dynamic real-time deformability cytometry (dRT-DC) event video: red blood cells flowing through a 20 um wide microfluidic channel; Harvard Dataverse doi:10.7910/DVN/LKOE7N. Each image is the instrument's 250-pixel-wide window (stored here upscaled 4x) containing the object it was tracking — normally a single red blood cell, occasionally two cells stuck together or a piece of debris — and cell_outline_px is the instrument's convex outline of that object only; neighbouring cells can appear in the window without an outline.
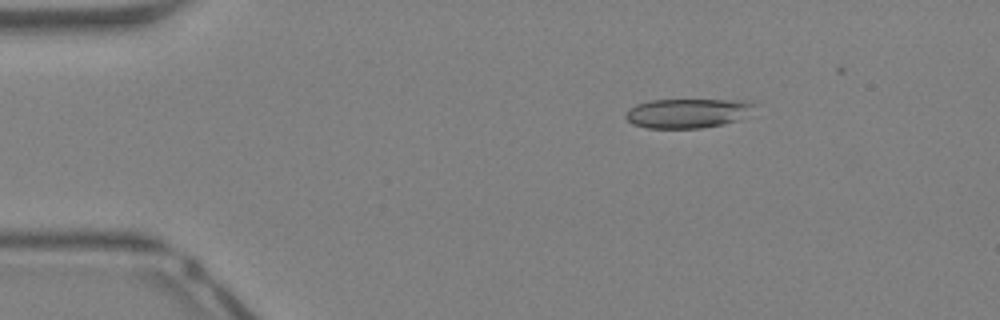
{"species": "Egyptian fruit bat (a non-hibernating species)", "species_latin": "Rousettus aegyptiacus", "temperature_condition": "warm", "stored_images_in_passage": 30, "camera_frame_rate_fps": 3000, "um_per_image_px": 0.085, "animal": {"sex": "female"}, "frame": {"image": 1, "passage_image": 2, "time_ms": 0.333, "image_size_px": [1000, 320], "cell_outline_px": [[760, 104], [736, 120], [724, 124], [700, 128], [648, 128], [632, 124], [624, 116], [628, 108], [636, 104], [652, 100], [756, 100]], "centroid_in_image_um": [58.46, 9.61], "position_along_channel_um": 26.5, "area_um2": 22.2}}
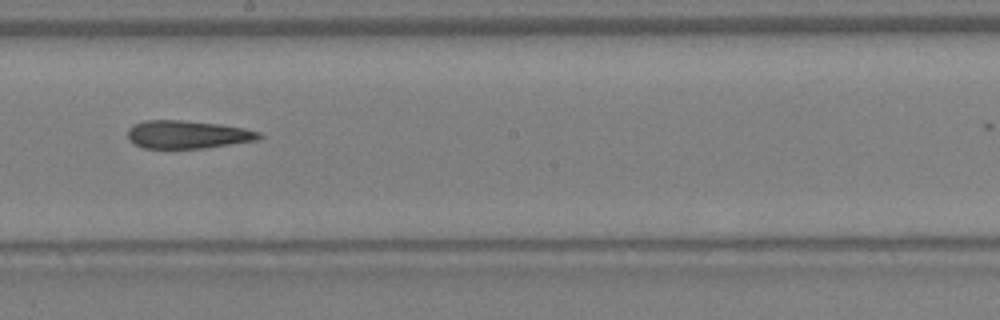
{"frame": {"image": 2, "passage_image": 19, "time_ms": 6.0, "image_size_px": [1000, 320], "cell_outline_px": [[264, 136], [260, 140], [204, 148], [144, 148], [128, 140], [128, 128], [132, 124], [144, 120], [180, 120], [220, 124], [244, 128], [260, 132]], "centroid_in_image_um": [15.96, 11.43], "position_along_channel_um": 232.2, "area_um2": 21.62}}
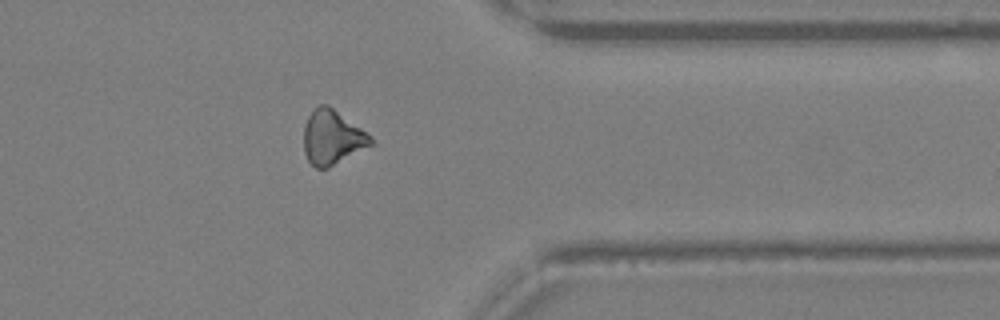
{"frame": {"image": 3, "passage_image": 29, "time_ms": 9.333, "image_size_px": [1000, 320], "cell_outline_px": [[376, 144], [328, 168], [316, 168], [308, 160], [304, 152], [304, 128], [308, 116], [320, 104], [328, 104], [372, 136]], "centroid_in_image_um": [28.28, 11.69], "position_along_channel_um": 383.1, "area_um2": 21.39}}